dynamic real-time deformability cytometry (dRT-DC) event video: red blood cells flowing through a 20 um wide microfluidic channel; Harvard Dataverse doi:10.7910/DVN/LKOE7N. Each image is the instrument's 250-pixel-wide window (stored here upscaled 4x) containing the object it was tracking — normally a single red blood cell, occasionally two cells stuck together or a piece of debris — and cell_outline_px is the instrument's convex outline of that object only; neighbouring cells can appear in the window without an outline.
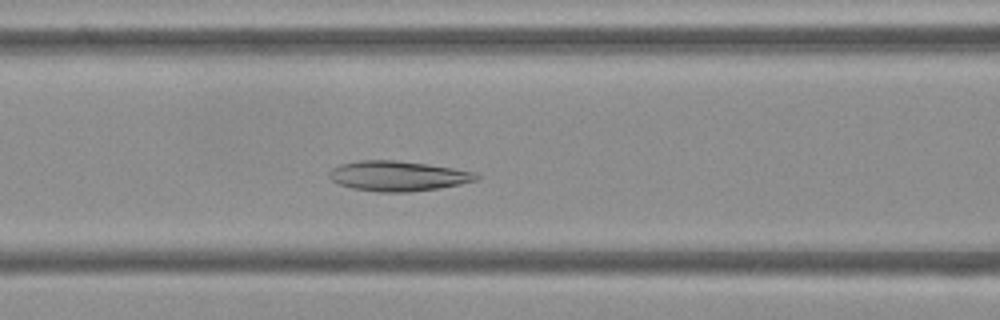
{"species": "Egyptian fruit bat (a non-hibernating species)", "species_latin": "Rousettus aegyptiacus", "temperature_condition": "cold", "stored_images_in_passage": 53, "segment_of_instrument_passage": [1, 2], "camera_frame_rate_fps": 3000, "um_per_image_px": 0.085, "frame": {"image": 1, "passage_image": 20, "time_ms": 6.333, "image_size_px": [1000, 320], "cell_outline_px": [[480, 180], [460, 184], [436, 188], [408, 192], [380, 192], [352, 188], [340, 184], [332, 180], [328, 176], [328, 172], [332, 168], [340, 164], [360, 160], [392, 160], [428, 164], [476, 172], [480, 176]], "centroid_in_image_um": [33.83, 14.95], "position_along_channel_um": 132.8, "area_um2": 25.72}}
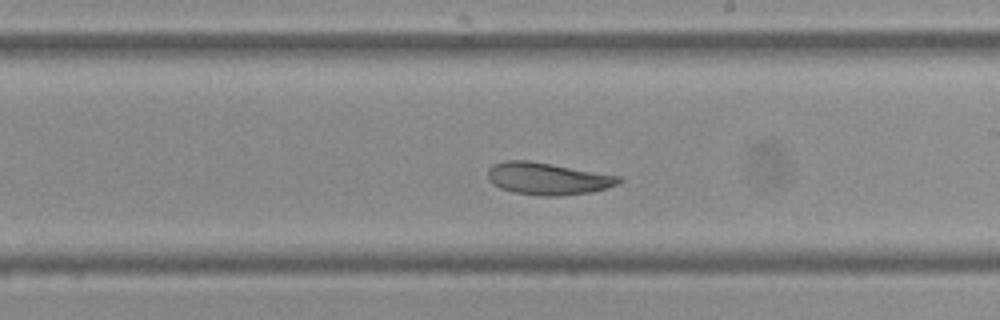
{"frame": {"image": 2, "passage_image": 29, "time_ms": 9.333, "image_size_px": [1000, 320], "cell_outline_px": [[624, 180], [620, 184], [592, 192], [560, 196], [540, 196], [512, 192], [500, 188], [492, 184], [488, 180], [488, 168], [492, 164], [504, 160], [528, 160], [552, 164], [620, 176]], "centroid_in_image_um": [46.54, 15.19], "position_along_channel_um": 242.5, "area_um2": 24.85}}
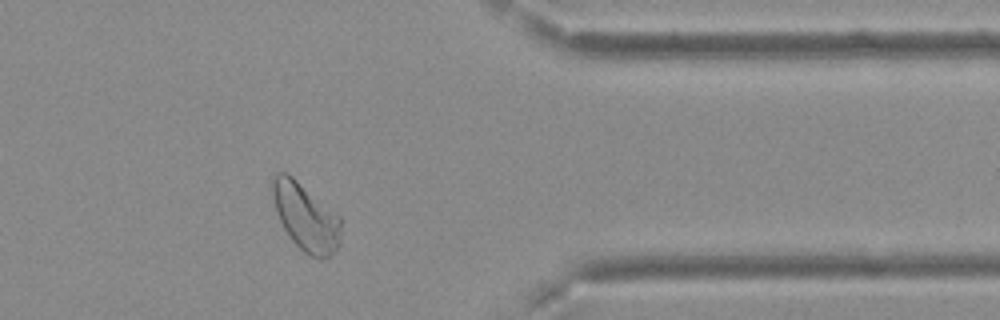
{"frame": {"image": 3, "passage_image": 42, "time_ms": 13.667, "image_size_px": [1000, 320], "cell_outline_px": [[340, 244], [324, 260], [320, 260], [304, 252], [292, 240], [284, 228], [276, 212], [268, 188], [272, 176], [276, 172], [288, 172], [340, 216]], "centroid_in_image_um": [25.93, 18.39], "position_along_channel_um": 385.5, "area_um2": 27.28}}